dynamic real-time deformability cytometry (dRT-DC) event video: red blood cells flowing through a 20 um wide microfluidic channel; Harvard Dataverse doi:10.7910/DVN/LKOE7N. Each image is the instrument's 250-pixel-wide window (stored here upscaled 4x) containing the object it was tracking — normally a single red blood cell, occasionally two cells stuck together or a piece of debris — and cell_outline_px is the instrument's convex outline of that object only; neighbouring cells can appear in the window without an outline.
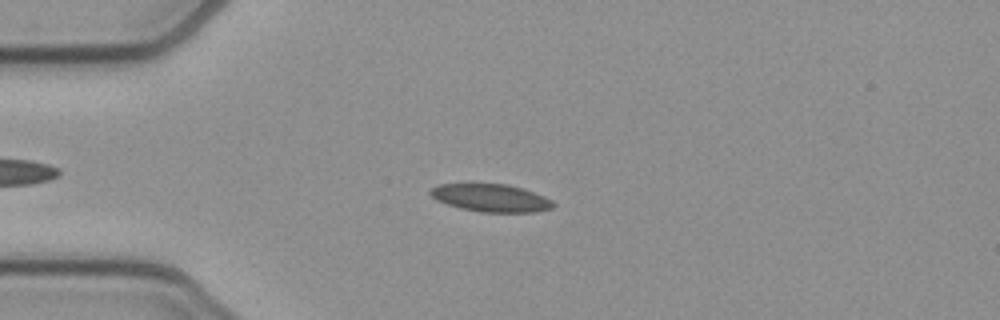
{"species": "common noctule bat (a hibernating species)", "species_latin": "Nyctalus noctula", "temperature_condition": "cold", "stored_images_in_passage": 42, "camera_frame_rate_fps": 3000, "um_per_image_px": 0.085, "animal": {"sex": "female", "body_mass_g": 21.9}, "frame": {"image": 1, "passage_image": 2, "time_ms": 0.333, "image_size_px": [1000, 320], "cell_outline_px": [[556, 204], [552, 208], [536, 212], [480, 212], [460, 208], [436, 200], [428, 192], [432, 188], [440, 184], [468, 180], [508, 184], [524, 188], [544, 196], [552, 200]], "centroid_in_image_um": [41.69, 16.76], "position_along_channel_um": 43.3, "area_um2": 20.87}}
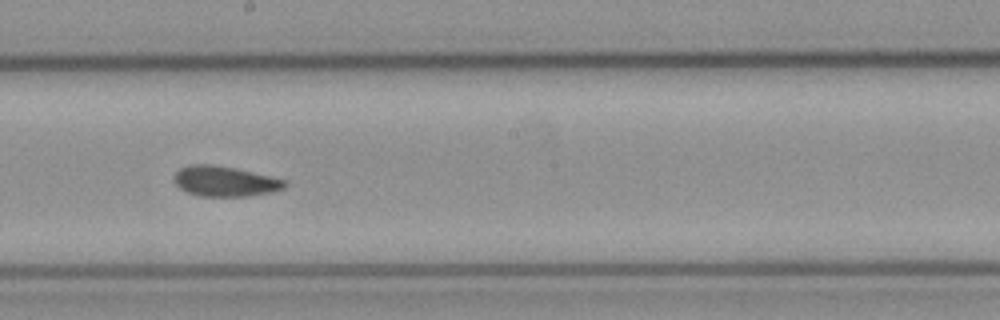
{"frame": {"image": 2, "passage_image": 18, "time_ms": 5.667, "image_size_px": [1000, 320], "cell_outline_px": [[288, 184], [284, 188], [272, 192], [248, 196], [200, 196], [188, 192], [180, 188], [172, 180], [172, 176], [180, 168], [192, 164], [212, 164], [236, 168], [288, 180]], "centroid_in_image_um": [19.12, 15.4], "position_along_channel_um": 229.1, "area_um2": 19.71}}
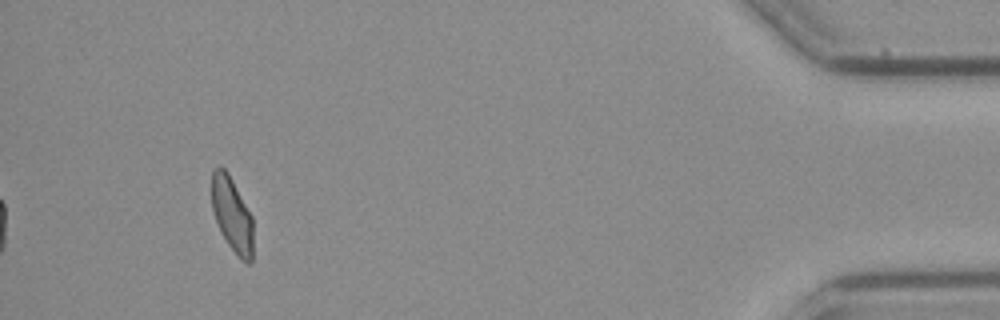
{"frame": {"image": 3, "passage_image": 38, "time_ms": 12.333, "image_size_px": [1000, 320], "cell_outline_px": [[252, 260], [248, 264], [240, 260], [228, 244], [220, 232], [212, 208], [212, 172], [220, 164], [228, 172], [252, 216]], "centroid_in_image_um": [19.72, 18.24], "position_along_channel_um": 415.5, "area_um2": 17.98}, "authors_computed_cell_mechanics": {"area_um2": 19.4786, "velocity_mm_per_s": 3.8761, "shape_relaxation_time_tau1_ms": 8.1278, "shape_relaxation_time_tau2_ms": 3.1215, "deformation_change_tau1": 0.1647, "deformation_change_tau2": 0.0946}}